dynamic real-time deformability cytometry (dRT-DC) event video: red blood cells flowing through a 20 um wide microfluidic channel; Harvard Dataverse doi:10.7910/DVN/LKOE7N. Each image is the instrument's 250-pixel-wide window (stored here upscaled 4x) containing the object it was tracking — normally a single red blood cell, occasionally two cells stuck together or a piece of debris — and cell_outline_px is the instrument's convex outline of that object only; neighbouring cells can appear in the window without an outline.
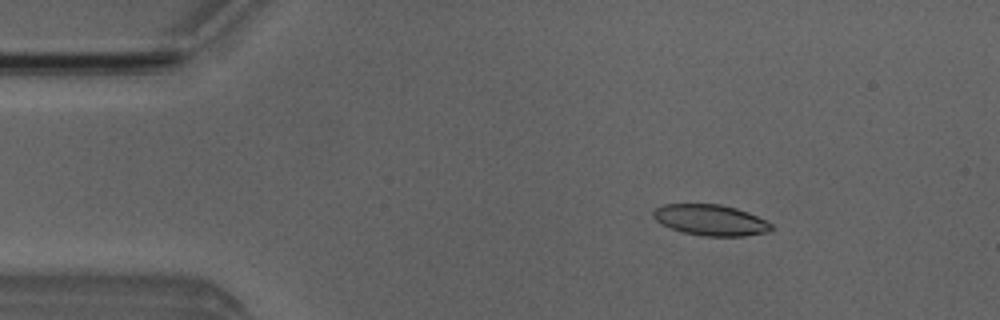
{"species": "Egyptian fruit bat (a non-hibernating species)", "species_latin": "Rousettus aegyptiacus", "temperature_condition": "room temperature", "stored_images_in_passage": 5, "camera_frame_rate_fps": 3000, "um_per_image_px": 0.085, "animal": {"sex": "male"}, "frame": {"image": 1, "passage_image": 3, "time_ms": 2.333, "image_size_px": [1000, 320], "cell_outline_px": [[772, 228], [768, 232], [744, 236], [704, 236], [684, 232], [660, 224], [652, 216], [652, 212], [656, 208], [664, 204], [720, 204], [736, 208], [748, 212], [772, 224]], "centroid_in_image_um": [60.38, 18.7], "position_along_channel_um": 24.6, "area_um2": 21.15}}